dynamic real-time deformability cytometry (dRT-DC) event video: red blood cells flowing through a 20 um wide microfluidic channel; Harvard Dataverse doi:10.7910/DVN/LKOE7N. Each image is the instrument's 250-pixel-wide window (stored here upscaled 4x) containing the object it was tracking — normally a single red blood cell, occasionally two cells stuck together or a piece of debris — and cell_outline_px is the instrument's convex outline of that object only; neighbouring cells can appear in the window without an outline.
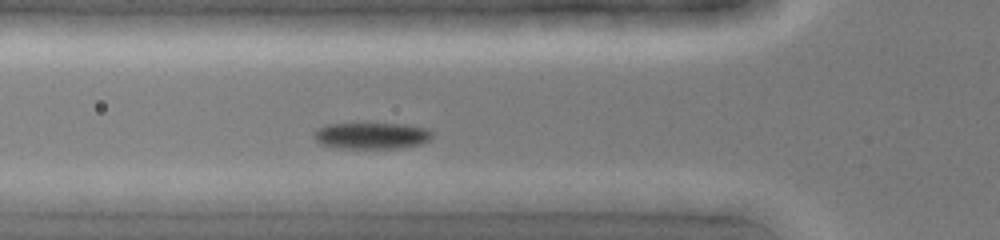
{"species": "common noctule bat (a hibernating species)", "species_latin": "Nyctalus noctula", "temperature_condition": "cold", "stored_images_in_passage": 34, "camera_frame_rate_fps": 3000, "um_per_image_px": 0.085, "animal": {"sex": "female", "body_mass_g": 19.0, "forearm_length_mm": 51.5}, "frame": {"image": 1, "passage_image": 10, "time_ms": 3.0, "image_size_px": [1000, 240], "cell_outline_px": [[432, 136], [428, 140], [420, 144], [396, 148], [348, 148], [320, 144], [316, 140], [316, 132], [320, 128], [328, 124], [404, 124], [424, 128], [432, 132]], "centroid_in_image_um": [31.62, 11.53], "position_along_channel_um": 94.2, "area_um2": 17.63}}
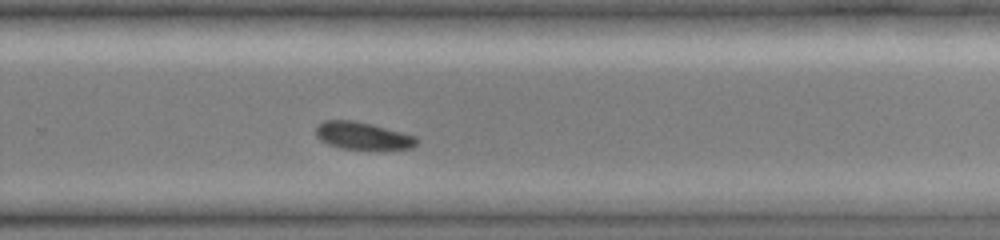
{"frame": {"image": 2, "passage_image": 24, "time_ms": 7.667, "image_size_px": [1000, 240], "cell_outline_px": [[420, 140], [412, 148], [344, 148], [328, 144], [320, 140], [316, 136], [316, 128], [324, 120], [352, 120], [372, 124], [416, 136]], "centroid_in_image_um": [30.83, 11.52], "position_along_channel_um": 299.0, "area_um2": 15.72}}
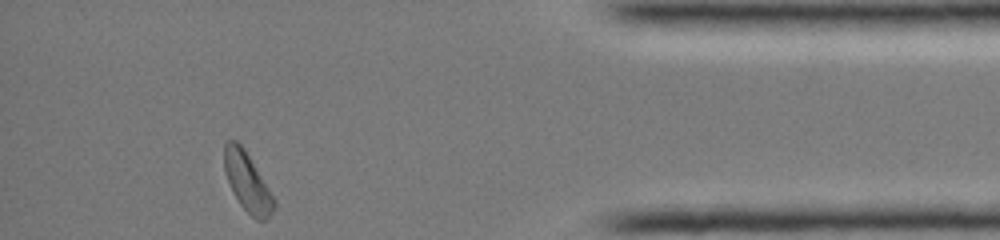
{"frame": {"image": 3, "passage_image": 34, "time_ms": 11.0, "image_size_px": [1000, 240], "cell_outline_px": [[276, 204], [272, 212], [264, 220], [256, 220], [240, 204], [232, 192], [224, 172], [224, 144], [228, 140], [236, 140], [244, 148], [276, 200]], "centroid_in_image_um": [21.01, 15.46], "position_along_channel_um": 414.2, "area_um2": 16.94}}